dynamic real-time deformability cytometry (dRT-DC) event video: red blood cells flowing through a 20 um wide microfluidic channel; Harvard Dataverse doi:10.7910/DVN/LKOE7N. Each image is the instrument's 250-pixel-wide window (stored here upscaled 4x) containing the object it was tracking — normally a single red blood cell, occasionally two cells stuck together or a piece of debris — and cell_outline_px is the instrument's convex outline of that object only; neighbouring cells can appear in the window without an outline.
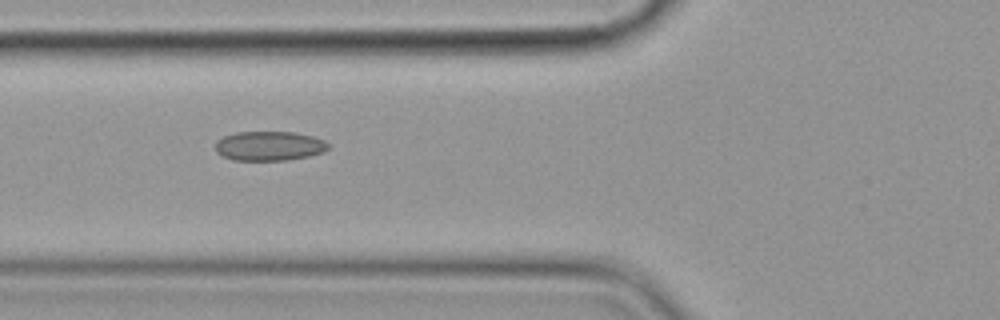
{"species": "common noctule bat (a hibernating species)", "species_latin": "Nyctalus noctula", "temperature_condition": "cold", "stored_images_in_passage": 4, "camera_frame_rate_fps": 3000, "um_per_image_px": 0.085, "animal": {"sex": "female", "body_mass_g": 19.9}, "frame": {"image": 1, "passage_image": 3, "time_ms": 3.333, "image_size_px": [1000, 320], "cell_outline_px": [[328, 148], [324, 152], [308, 156], [288, 160], [232, 160], [216, 152], [216, 140], [224, 136], [236, 132], [296, 132], [312, 136], [324, 140], [328, 144]], "centroid_in_image_um": [22.88, 12.4], "position_along_channel_um": 102.9, "area_um2": 19.36}}
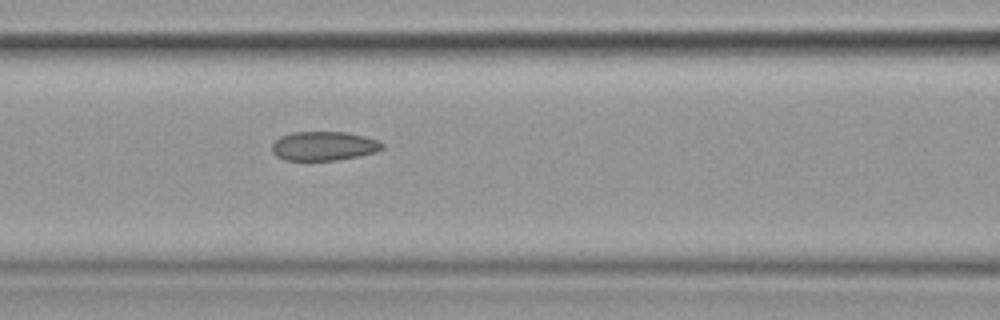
{"frame": {"image": 2, "passage_image": 4, "time_ms": 4.333, "image_size_px": [1000, 320], "cell_outline_px": [[384, 148], [376, 152], [360, 156], [336, 160], [284, 160], [276, 156], [272, 152], [272, 144], [280, 136], [292, 132], [348, 132], [364, 136], [376, 140], [384, 144]], "centroid_in_image_um": [27.52, 12.41], "position_along_channel_um": 139.1, "area_um2": 18.79}}